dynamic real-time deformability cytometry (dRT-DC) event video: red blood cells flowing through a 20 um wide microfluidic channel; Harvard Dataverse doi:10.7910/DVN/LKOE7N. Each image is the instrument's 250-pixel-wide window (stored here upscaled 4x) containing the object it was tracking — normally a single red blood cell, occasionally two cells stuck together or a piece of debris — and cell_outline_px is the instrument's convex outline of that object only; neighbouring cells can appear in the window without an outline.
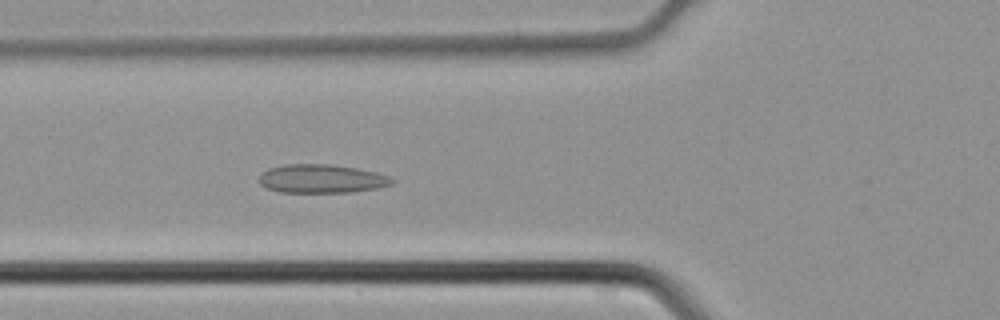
{"species": "common noctule bat (a hibernating species)", "species_latin": "Nyctalus noctula", "temperature_condition": "cold", "stored_images_in_passage": 38, "camera_frame_rate_fps": 3000, "um_per_image_px": 0.085, "animal": {"sex": "male", "body_mass_g": 21.5, "forearm_length_mm": 52.0}, "frame": {"image": 1, "passage_image": 10, "time_ms": 3.0, "image_size_px": [1000, 320], "cell_outline_px": [[396, 180], [392, 184], [380, 188], [352, 192], [280, 192], [268, 188], [260, 184], [260, 176], [268, 168], [284, 164], [332, 164], [356, 168], [376, 172], [388, 176]], "centroid_in_image_um": [27.37, 15.19], "position_along_channel_um": 98.4, "area_um2": 22.2}}
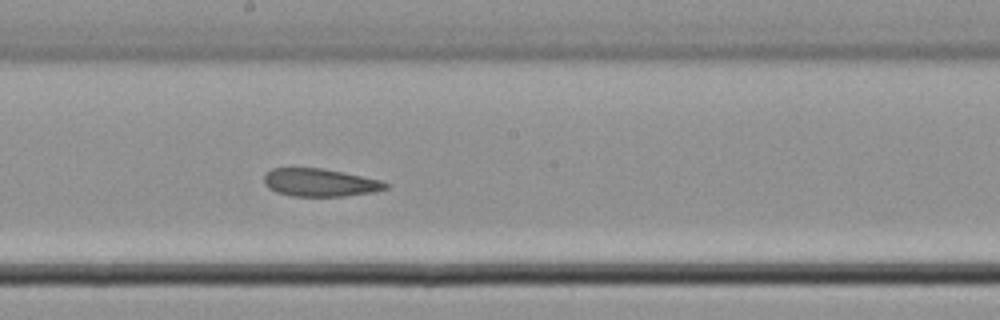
{"frame": {"image": 2, "passage_image": 18, "time_ms": 5.667, "image_size_px": [1000, 320], "cell_outline_px": [[388, 188], [376, 192], [344, 196], [292, 196], [276, 192], [268, 188], [264, 184], [264, 172], [272, 168], [324, 168], [380, 180], [388, 184]], "centroid_in_image_um": [27.17, 15.52], "position_along_channel_um": 221.0, "area_um2": 19.88}}
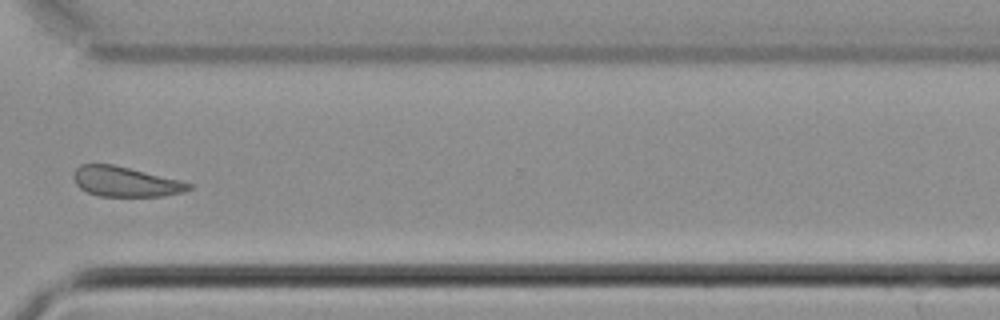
{"frame": {"image": 3, "passage_image": 27, "time_ms": 8.667, "image_size_px": [1000, 320], "cell_outline_px": [[192, 188], [184, 192], [164, 196], [96, 196], [80, 188], [76, 184], [72, 176], [76, 168], [80, 164], [112, 164], [180, 180], [192, 184]], "centroid_in_image_um": [10.64, 15.45], "position_along_channel_um": 360.0, "area_um2": 20.11}}